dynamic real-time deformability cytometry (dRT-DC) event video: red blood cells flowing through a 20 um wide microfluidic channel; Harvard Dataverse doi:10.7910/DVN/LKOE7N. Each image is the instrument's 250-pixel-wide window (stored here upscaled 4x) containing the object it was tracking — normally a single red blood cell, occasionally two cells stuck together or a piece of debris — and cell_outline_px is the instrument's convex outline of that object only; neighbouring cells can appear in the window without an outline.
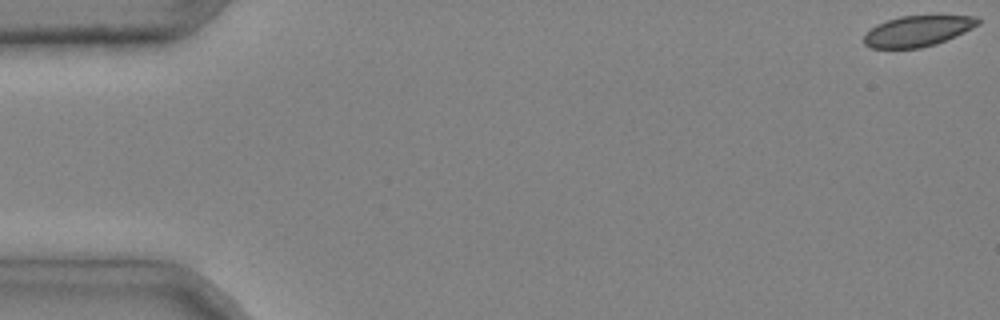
{"species": "common noctule bat (a hibernating species)", "species_latin": "Nyctalus noctula", "temperature_condition": "cold", "stored_images_in_passage": 6, "camera_frame_rate_fps": 3000, "um_per_image_px": 0.085, "animal": {"sex": "male", "body_mass_g": 20.4}, "frame": {"image": 1, "passage_image": 1, "time_ms": 0.0, "image_size_px": [1000, 320], "cell_outline_px": [[980, 24], [964, 32], [936, 44], [920, 48], [872, 48], [864, 44], [864, 36], [876, 24], [900, 16], [976, 16], [980, 20]], "centroid_in_image_um": [78.0, 2.64], "position_along_channel_um": 7.0, "area_um2": 20.17}}
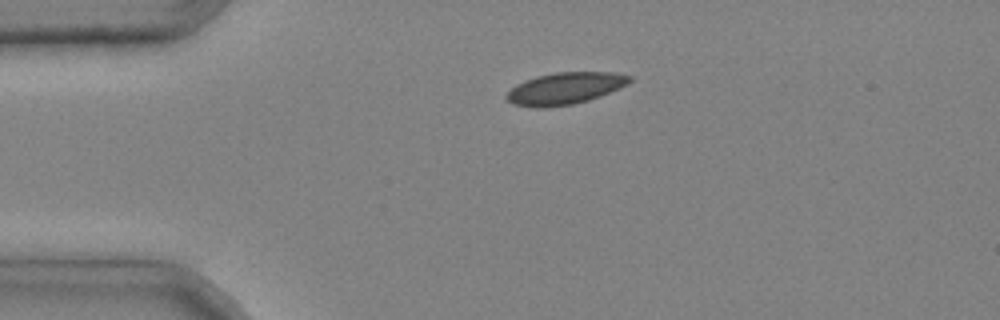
{"frame": {"image": 2, "passage_image": 4, "time_ms": 1.0, "image_size_px": [1000, 320], "cell_outline_px": [[632, 80], [628, 84], [588, 100], [572, 104], [536, 108], [512, 104], [504, 96], [516, 84], [524, 80], [536, 76], [556, 72], [616, 72], [632, 76]], "centroid_in_image_um": [48.0, 7.5], "position_along_channel_um": 37.0, "area_um2": 22.72}}